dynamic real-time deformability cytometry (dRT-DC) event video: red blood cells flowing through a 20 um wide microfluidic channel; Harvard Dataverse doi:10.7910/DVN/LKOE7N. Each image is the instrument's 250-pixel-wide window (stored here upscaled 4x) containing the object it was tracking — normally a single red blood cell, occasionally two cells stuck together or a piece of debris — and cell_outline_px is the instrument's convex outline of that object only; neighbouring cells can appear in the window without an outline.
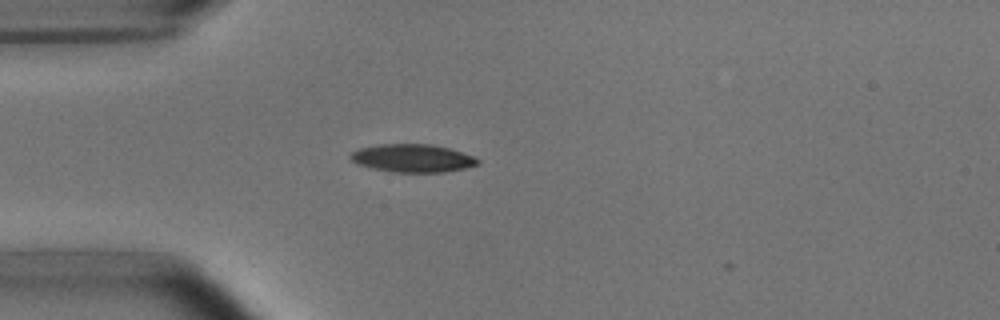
{"species": "common noctule bat (a hibernating species)", "species_latin": "Nyctalus noctula", "temperature_condition": "room temperature", "stored_images_in_passage": 34, "camera_frame_rate_fps": 3000, "um_per_image_px": 0.085, "animal": {"sex": "male", "body_mass_g": 15.6}, "frame": {"image": 1, "passage_image": 1, "time_ms": 0.0, "image_size_px": [1000, 320], "cell_outline_px": [[480, 164], [464, 168], [444, 172], [392, 172], [372, 168], [356, 164], [348, 156], [352, 152], [360, 148], [380, 144], [432, 144], [448, 148], [472, 156], [480, 160]], "centroid_in_image_um": [35.04, 13.45], "position_along_channel_um": 50.0, "area_um2": 20.69}}
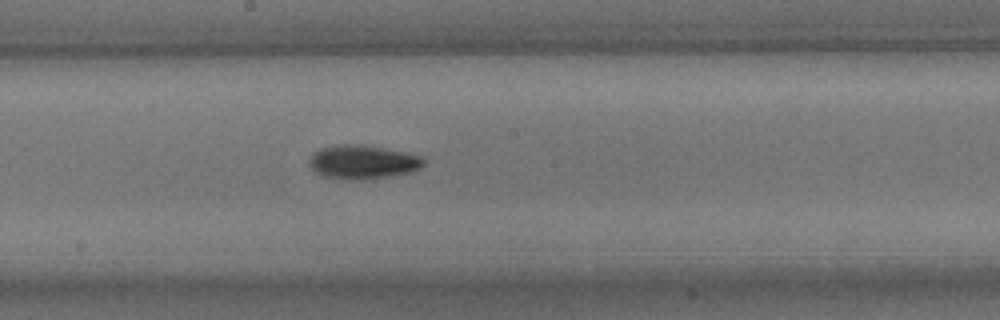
{"frame": {"image": 2, "passage_image": 15, "time_ms": 4.667, "image_size_px": [1000, 320], "cell_outline_px": [[428, 160], [420, 168], [408, 172], [388, 176], [360, 180], [348, 180], [324, 176], [316, 172], [308, 164], [308, 160], [312, 152], [320, 148], [336, 144], [360, 144], [408, 152], [420, 156]], "centroid_in_image_um": [30.81, 13.75], "position_along_channel_um": 217.4, "area_um2": 22.77}}
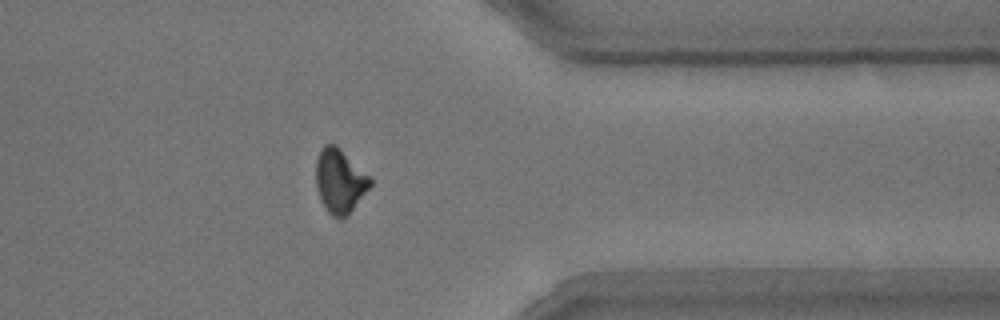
{"frame": {"image": 3, "passage_image": 29, "time_ms": 9.333, "image_size_px": [1000, 320], "cell_outline_px": [[372, 184], [348, 216], [332, 216], [328, 212], [320, 200], [316, 188], [316, 160], [320, 148], [324, 144], [336, 144], [372, 176]], "centroid_in_image_um": [28.89, 15.34], "position_along_channel_um": 382.5, "area_um2": 20.58}}